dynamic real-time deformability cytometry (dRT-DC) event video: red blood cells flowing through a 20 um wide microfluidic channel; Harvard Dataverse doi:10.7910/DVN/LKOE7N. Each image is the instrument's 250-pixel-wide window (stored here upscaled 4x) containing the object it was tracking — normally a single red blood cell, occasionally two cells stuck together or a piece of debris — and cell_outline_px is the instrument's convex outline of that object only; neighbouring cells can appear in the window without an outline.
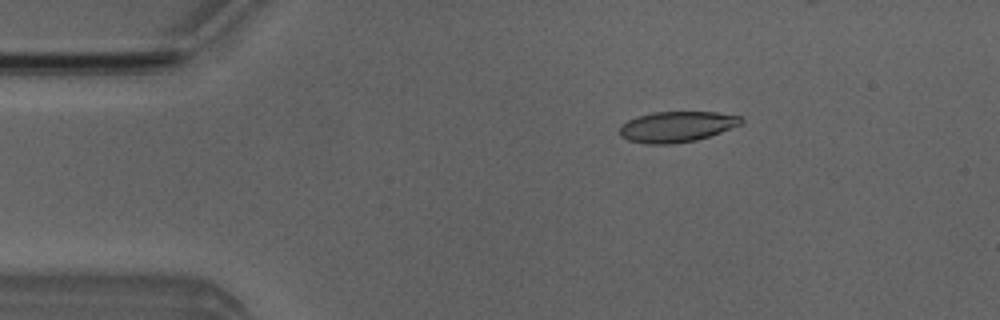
{"species": "Egyptian fruit bat (a non-hibernating species)", "species_latin": "Rousettus aegyptiacus", "temperature_condition": "room temperature", "stored_images_in_passage": 7, "camera_frame_rate_fps": 3000, "um_per_image_px": 0.085, "animal": {"sex": "male"}, "frame": {"image": 1, "passage_image": 2, "time_ms": 1.333, "image_size_px": [1000, 320], "cell_outline_px": [[744, 120], [740, 124], [720, 132], [696, 140], [672, 144], [644, 144], [628, 140], [620, 136], [620, 124], [636, 116], [652, 112], [716, 112], [740, 116]], "centroid_in_image_um": [57.47, 10.77], "position_along_channel_um": 27.5, "area_um2": 21.73}}
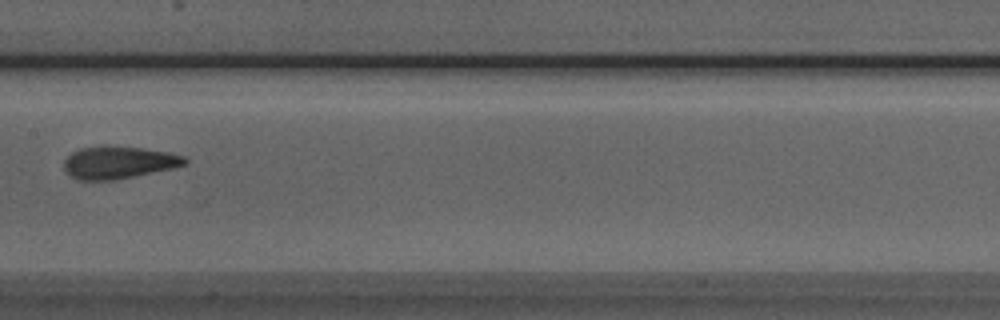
{"frame": {"image": 2, "passage_image": 7, "time_ms": 7.0, "image_size_px": [1000, 320], "cell_outline_px": [[188, 164], [172, 168], [116, 180], [80, 180], [72, 176], [64, 168], [64, 160], [72, 152], [80, 148], [100, 144], [104, 144], [140, 148], [168, 152], [184, 156], [188, 160]], "centroid_in_image_um": [10.08, 13.79], "position_along_channel_um": 197.3, "area_um2": 23.0}}